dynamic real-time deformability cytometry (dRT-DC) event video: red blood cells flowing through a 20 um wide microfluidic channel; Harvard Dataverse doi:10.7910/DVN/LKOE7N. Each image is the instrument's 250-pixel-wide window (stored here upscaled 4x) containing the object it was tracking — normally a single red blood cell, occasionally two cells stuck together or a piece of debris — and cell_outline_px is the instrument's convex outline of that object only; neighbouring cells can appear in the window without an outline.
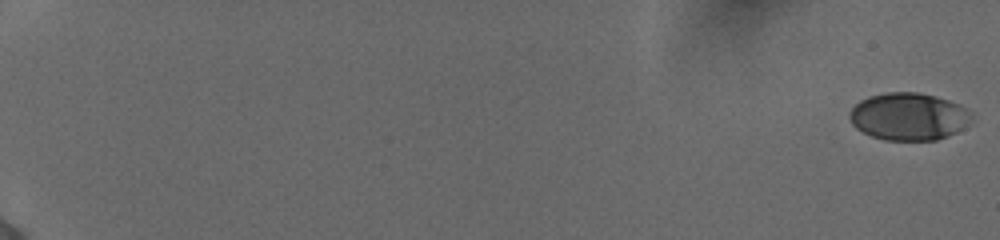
{"species": "human", "species_latin": "Homo sapiens", "temperature_condition": "cold", "stored_images_in_passage": 57, "camera_frame_rate_fps": 3000, "um_per_image_px": 0.085, "donor": {"sex": "female"}, "frame": {"image": 1, "passage_image": 1, "time_ms": 0.0, "image_size_px": [1000, 240], "cell_outline_px": [[972, 112], [968, 124], [956, 132], [948, 136], [936, 140], [884, 140], [872, 136], [856, 128], [852, 124], [848, 116], [848, 112], [860, 100], [868, 96], [888, 92], [916, 92], [936, 96], [960, 104], [968, 108]], "centroid_in_image_um": [77.23, 9.9], "position_along_channel_um": 7.8, "area_um2": 33.87}}
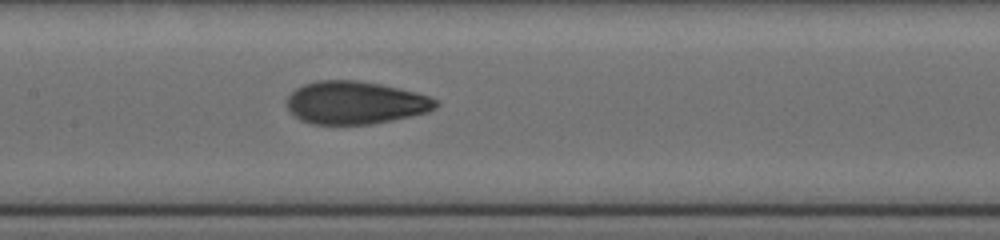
{"frame": {"image": 2, "passage_image": 32, "time_ms": 10.333, "image_size_px": [1000, 240], "cell_outline_px": [[440, 104], [436, 108], [428, 112], [392, 120], [372, 124], [312, 124], [300, 120], [288, 112], [288, 96], [296, 88], [304, 84], [320, 80], [356, 80], [380, 84], [416, 92], [428, 96], [436, 100]], "centroid_in_image_um": [30.2, 8.73], "position_along_channel_um": 177.2, "area_um2": 37.17}}
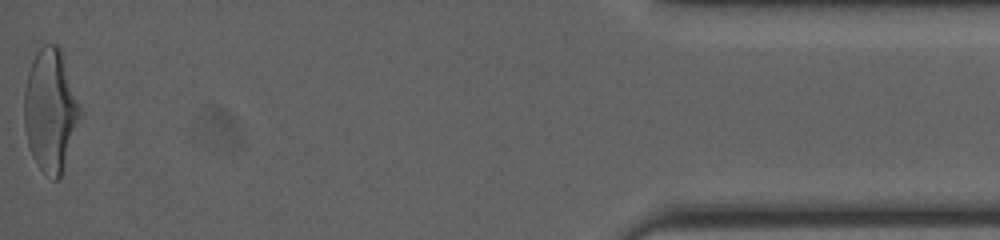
{"frame": {"image": 3, "passage_image": 57, "time_ms": 18.667, "image_size_px": [1000, 240], "cell_outline_px": [[80, 116], [60, 176], [56, 180], [52, 180], [36, 164], [32, 156], [28, 144], [24, 128], [24, 92], [28, 72], [32, 60], [36, 52], [44, 44], [56, 44], [60, 48], [80, 108]], "centroid_in_image_um": [4.24, 9.37], "position_along_channel_um": 431.0, "area_um2": 39.13}, "authors_computed_cell_mechanics": {"area_um2": 36.1828, "velocity_mm_per_s": 3.8957, "shape_relaxation_time_tau1_ms": 3.4693, "shape_relaxation_time_tau2_ms": 0.9924, "deformation_change_tau1": 0.169, "deformation_change_tau2": 0.057}}